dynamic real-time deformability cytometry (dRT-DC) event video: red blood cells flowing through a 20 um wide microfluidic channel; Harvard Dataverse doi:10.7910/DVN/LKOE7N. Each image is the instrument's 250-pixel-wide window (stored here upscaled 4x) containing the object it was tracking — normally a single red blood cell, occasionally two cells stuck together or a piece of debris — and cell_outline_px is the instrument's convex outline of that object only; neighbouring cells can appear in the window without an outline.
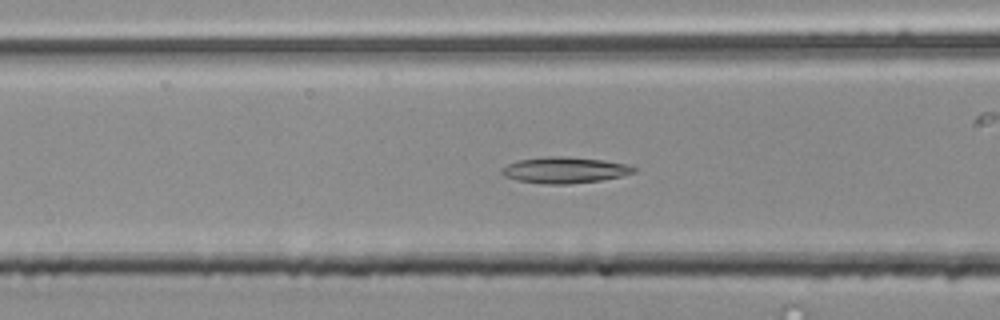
{"species": "common noctule bat (a hibernating species)", "species_latin": "Nyctalus noctula", "temperature_condition": "room temperature", "stored_images_in_passage": 43, "camera_frame_rate_fps": 3000, "um_per_image_px": 0.085, "animal": {"sex": "male", "body_mass_g": 20.4}, "frame": {"image": 1, "passage_image": 10, "time_ms": 3.0, "image_size_px": [1000, 320], "cell_outline_px": [[636, 172], [620, 176], [600, 180], [568, 184], [544, 184], [516, 180], [504, 176], [500, 172], [500, 168], [508, 164], [520, 160], [548, 156], [568, 156], [604, 160], [628, 164], [636, 168]], "centroid_in_image_um": [47.98, 14.45], "position_along_channel_um": 118.6, "area_um2": 20.17}}
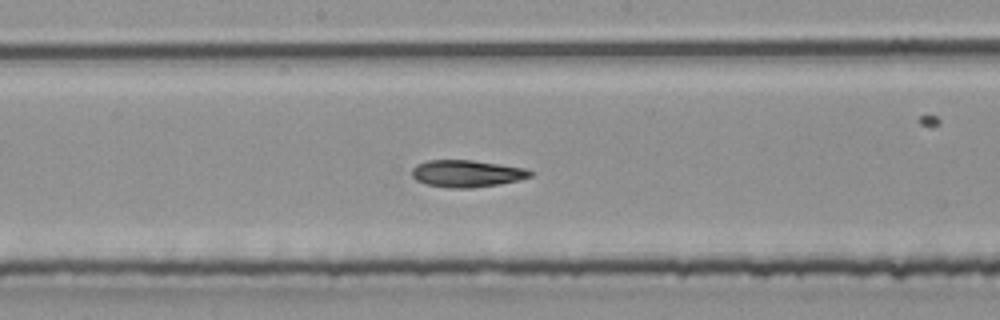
{"frame": {"image": 2, "passage_image": 17, "time_ms": 5.333, "image_size_px": [1000, 320], "cell_outline_px": [[532, 176], [520, 180], [500, 184], [472, 188], [448, 188], [424, 184], [416, 180], [412, 176], [412, 168], [416, 164], [428, 160], [472, 160], [524, 168], [532, 172]], "centroid_in_image_um": [39.64, 14.76], "position_along_channel_um": 208.6, "area_um2": 18.73}}
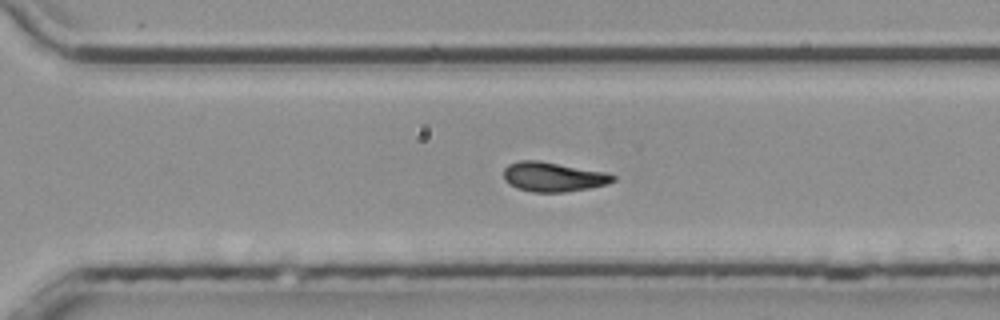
{"frame": {"image": 3, "passage_image": 26, "time_ms": 8.333, "image_size_px": [1000, 320], "cell_outline_px": [[616, 180], [608, 184], [588, 188], [564, 192], [532, 192], [516, 188], [508, 184], [504, 180], [504, 168], [508, 164], [520, 160], [540, 160], [608, 172], [616, 176]], "centroid_in_image_um": [47.03, 15.02], "position_along_channel_um": 323.6, "area_um2": 19.13}, "authors_computed_cell_mechanics": {"area_um2": 18.496, "velocity_mm_per_s": 3.8568, "shape_relaxation_time_tau1_ms": null, "shape_relaxation_time_tau2_ms": 7.1093, "deformation_change_tau1": null, "deformation_change_tau2": 0.1394}}